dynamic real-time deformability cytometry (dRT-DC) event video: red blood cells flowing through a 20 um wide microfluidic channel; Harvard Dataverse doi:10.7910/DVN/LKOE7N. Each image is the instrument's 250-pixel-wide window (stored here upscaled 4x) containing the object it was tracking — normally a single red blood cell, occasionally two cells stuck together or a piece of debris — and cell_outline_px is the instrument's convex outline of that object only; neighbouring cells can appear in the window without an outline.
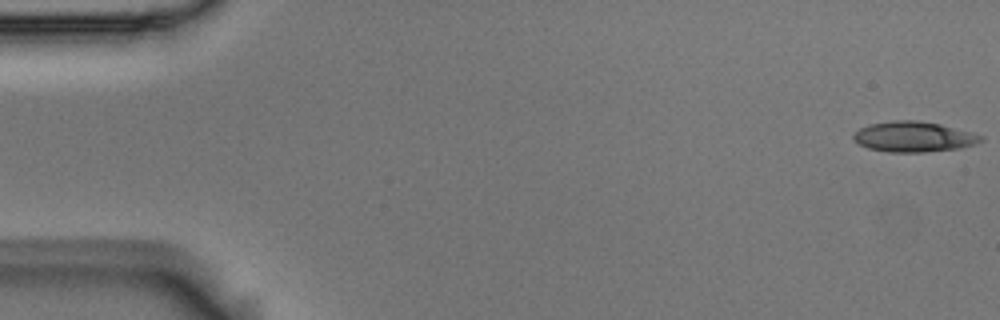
{"species": "Egyptian fruit bat (a non-hibernating species)", "species_latin": "Rousettus aegyptiacus", "temperature_condition": "room temperature", "stored_images_in_passage": 5, "camera_frame_rate_fps": 3000, "um_per_image_px": 0.085, "animal": {"sex": "male"}, "frame": {"image": 1, "passage_image": 1, "time_ms": 0.0, "image_size_px": [1000, 320], "cell_outline_px": [[984, 140], [976, 144], [960, 148], [924, 152], [888, 152], [868, 148], [860, 144], [852, 136], [860, 128], [868, 124], [892, 120], [920, 120], [940, 124], [972, 132], [984, 136]], "centroid_in_image_um": [77.7, 11.61], "position_along_channel_um": 7.3, "area_um2": 22.66}}
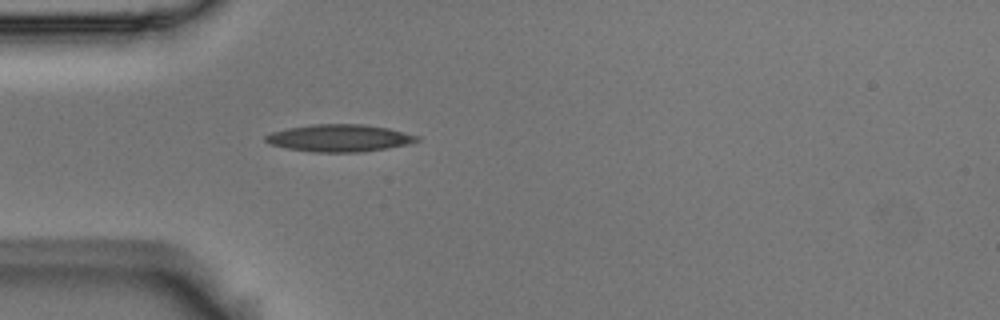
{"frame": {"image": 2, "passage_image": 5, "time_ms": 1.333, "image_size_px": [1000, 320], "cell_outline_px": [[420, 140], [408, 144], [360, 152], [312, 152], [288, 148], [272, 144], [264, 140], [264, 136], [272, 132], [288, 128], [312, 124], [364, 124], [388, 128], [420, 136]], "centroid_in_image_um": [28.86, 11.73], "position_along_channel_um": 56.1, "area_um2": 23.87}}